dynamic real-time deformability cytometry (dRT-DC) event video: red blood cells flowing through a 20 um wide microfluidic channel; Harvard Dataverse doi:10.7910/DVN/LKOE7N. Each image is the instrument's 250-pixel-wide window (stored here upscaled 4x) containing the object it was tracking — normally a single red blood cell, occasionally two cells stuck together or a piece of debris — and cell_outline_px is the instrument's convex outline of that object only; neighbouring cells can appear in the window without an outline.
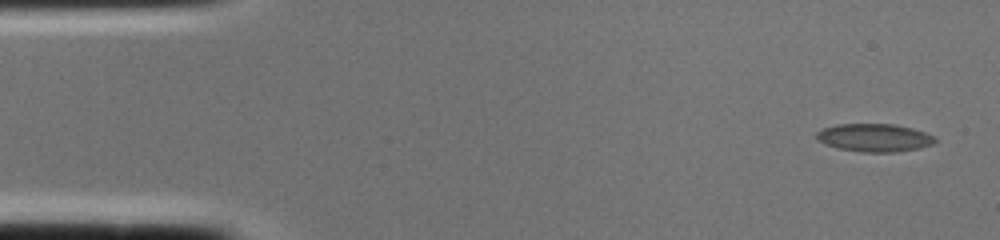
{"species": "common noctule bat (a hibernating species)", "species_latin": "Nyctalus noctula", "temperature_condition": "cold", "stored_images_in_passage": 2, "camera_frame_rate_fps": 3000, "um_per_image_px": 0.085, "animal": {"sex": "female", "body_mass_g": 22.0, "forearm_length_mm": 56.7}, "frame": {"image": 1, "passage_image": 1, "time_ms": 0.0, "image_size_px": [1000, 240], "cell_outline_px": [[936, 140], [932, 144], [920, 148], [896, 152], [860, 152], [836, 148], [824, 144], [816, 140], [816, 132], [824, 128], [836, 124], [892, 124], [912, 128], [936, 136]], "centroid_in_image_um": [74.3, 11.71], "position_along_channel_um": 10.7, "area_um2": 19.48}}
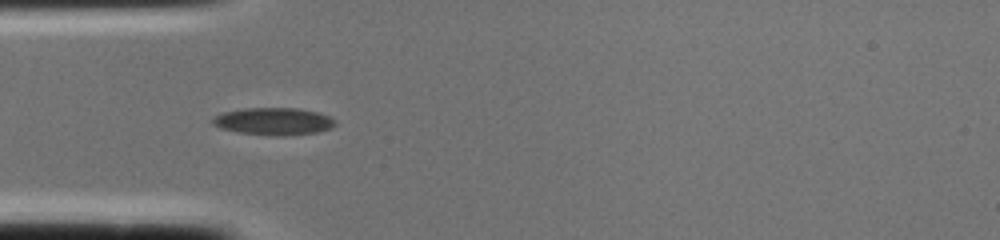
{"frame": {"image": 2, "passage_image": 2, "time_ms": 0.333, "image_size_px": [1000, 240], "cell_outline_px": [[336, 124], [332, 128], [316, 132], [284, 136], [276, 136], [236, 132], [220, 128], [212, 124], [212, 120], [220, 112], [244, 108], [296, 108], [316, 112], [332, 116], [336, 120]], "centroid_in_image_um": [23.26, 10.31], "position_along_channel_um": 61.7, "area_um2": 19.71}}